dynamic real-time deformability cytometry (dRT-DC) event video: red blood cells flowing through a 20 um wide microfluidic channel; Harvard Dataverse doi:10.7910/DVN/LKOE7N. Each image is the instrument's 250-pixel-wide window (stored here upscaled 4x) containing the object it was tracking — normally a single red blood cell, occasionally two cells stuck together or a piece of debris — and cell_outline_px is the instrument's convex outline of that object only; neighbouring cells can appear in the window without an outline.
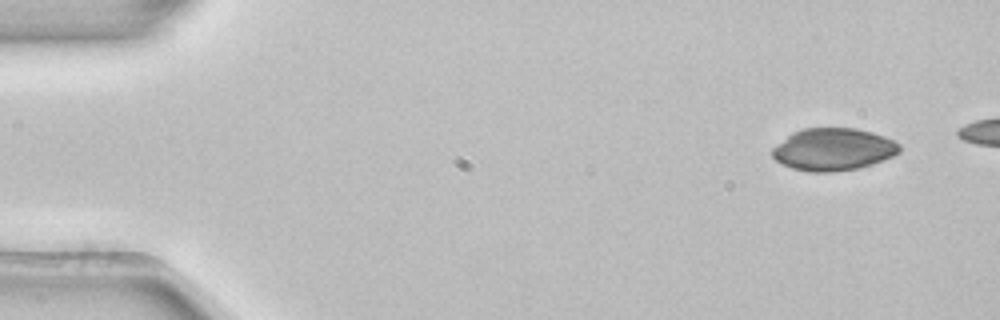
{"species": "common noctule bat (a hibernating species)", "species_latin": "Nyctalus noctula", "temperature_condition": "room temperature", "stored_images_in_passage": 5, "camera_frame_rate_fps": 3000, "um_per_image_px": 0.085, "animal": {"sex": "female", "body_mass_g": 22.7, "forearm_length_mm": 54.2}, "frame": {"image": 1, "passage_image": 1, "time_ms": 0.0, "image_size_px": [1000, 320], "cell_outline_px": [[900, 152], [884, 160], [872, 164], [856, 168], [832, 172], [808, 172], [792, 168], [776, 160], [772, 156], [772, 148], [792, 132], [804, 128], [856, 128], [872, 132], [884, 136], [900, 144]], "centroid_in_image_um": [70.83, 12.69], "position_along_channel_um": 14.2, "area_um2": 31.33}}